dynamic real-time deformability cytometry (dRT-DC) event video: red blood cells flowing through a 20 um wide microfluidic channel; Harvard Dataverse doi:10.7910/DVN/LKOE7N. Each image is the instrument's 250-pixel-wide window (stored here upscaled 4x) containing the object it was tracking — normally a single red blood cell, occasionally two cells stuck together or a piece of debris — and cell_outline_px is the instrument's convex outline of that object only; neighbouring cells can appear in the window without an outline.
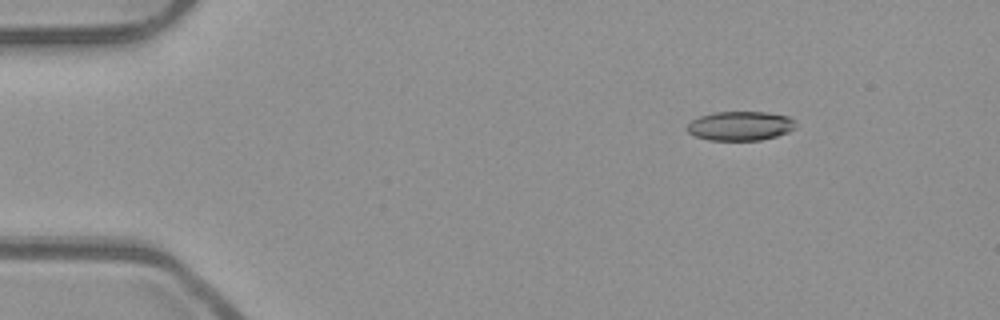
{"species": "common noctule bat (a hibernating species)", "species_latin": "Nyctalus noctula", "temperature_condition": "room temperature", "stored_images_in_passage": 46, "camera_frame_rate_fps": 3000, "um_per_image_px": 0.085, "animal": {"sex": "male", "body_mass_g": 23.1, "forearm_length_mm": 52.7}, "frame": {"image": 1, "passage_image": 1, "time_ms": 0.0, "image_size_px": [1000, 320], "cell_outline_px": [[796, 128], [788, 132], [776, 136], [760, 140], [708, 140], [696, 136], [688, 132], [688, 124], [692, 120], [700, 116], [712, 112], [768, 112], [788, 116], [796, 120]], "centroid_in_image_um": [62.96, 10.69], "position_along_channel_um": 22.0, "area_um2": 18.55}}
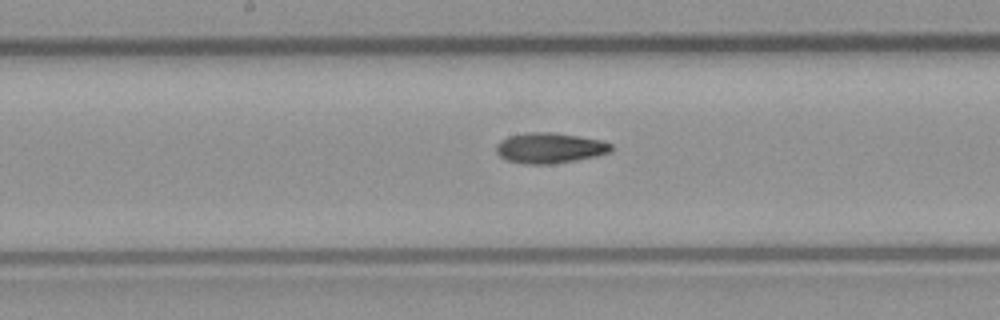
{"frame": {"image": 2, "passage_image": 21, "time_ms": 6.667, "image_size_px": [1000, 320], "cell_outline_px": [[612, 152], [596, 156], [576, 160], [552, 164], [524, 164], [508, 160], [500, 156], [496, 152], [496, 144], [500, 140], [508, 136], [528, 132], [552, 132], [600, 140], [612, 144]], "centroid_in_image_um": [46.71, 12.58], "position_along_channel_um": 201.5, "area_um2": 20.4}}
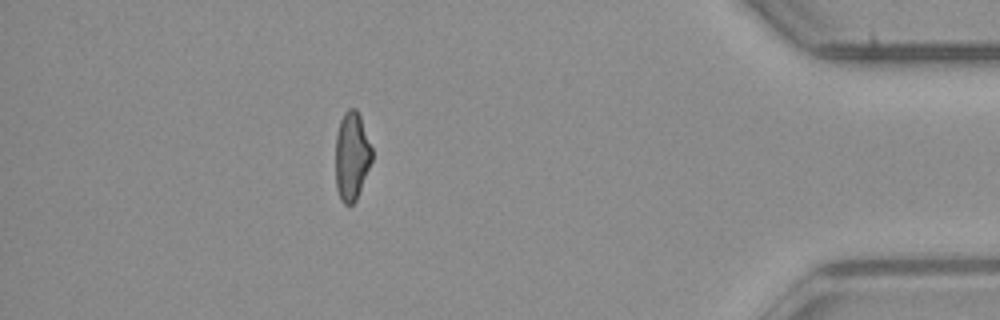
{"frame": {"image": 3, "passage_image": 40, "time_ms": 13.0, "image_size_px": [1000, 320], "cell_outline_px": [[372, 160], [356, 200], [352, 204], [344, 204], [340, 200], [336, 188], [336, 136], [340, 120], [344, 112], [348, 108], [356, 108], [360, 116], [372, 148]], "centroid_in_image_um": [29.89, 13.26], "position_along_channel_um": 405.3, "area_um2": 18.73}, "authors_computed_cell_mechanics": {"area_um2": 19.7098, "velocity_mm_per_s": 3.9872, "shape_relaxation_time_tau1_ms": null, "shape_relaxation_time_tau2_ms": 4.9822, "deformation_change_tau1": null, "deformation_change_tau2": 0.134}}